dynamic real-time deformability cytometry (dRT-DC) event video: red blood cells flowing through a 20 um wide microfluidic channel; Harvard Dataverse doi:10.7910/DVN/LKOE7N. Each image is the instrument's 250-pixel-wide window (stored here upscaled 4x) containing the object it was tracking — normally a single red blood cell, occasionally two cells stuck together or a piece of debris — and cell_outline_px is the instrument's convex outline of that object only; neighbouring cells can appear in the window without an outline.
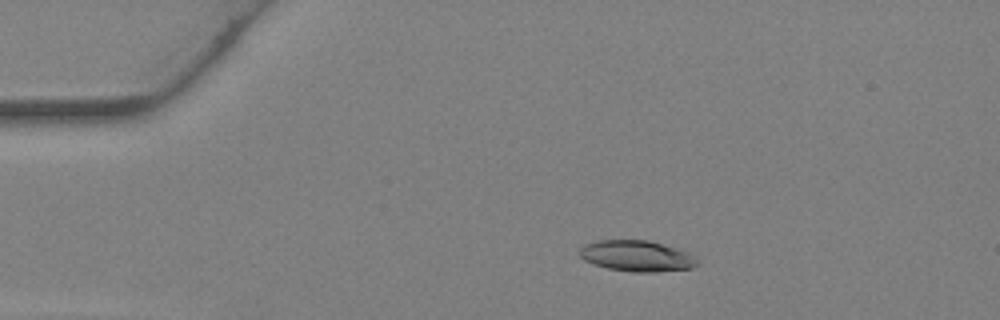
{"species": "Egyptian fruit bat (a non-hibernating species)", "species_latin": "Rousettus aegyptiacus", "temperature_condition": "warm", "stored_images_in_passage": 25, "camera_frame_rate_fps": 3000, "um_per_image_px": 0.085, "animal": {"sex": "female"}, "frame": {"image": 1, "passage_image": 1, "time_ms": 0.0, "image_size_px": [1000, 320], "cell_outline_px": [[696, 264], [692, 268], [656, 272], [632, 272], [608, 268], [592, 264], [584, 260], [580, 256], [580, 248], [584, 244], [600, 240], [648, 240], [688, 252], [696, 260]], "centroid_in_image_um": [54.08, 21.76], "position_along_channel_um": 30.9, "area_um2": 21.04}}
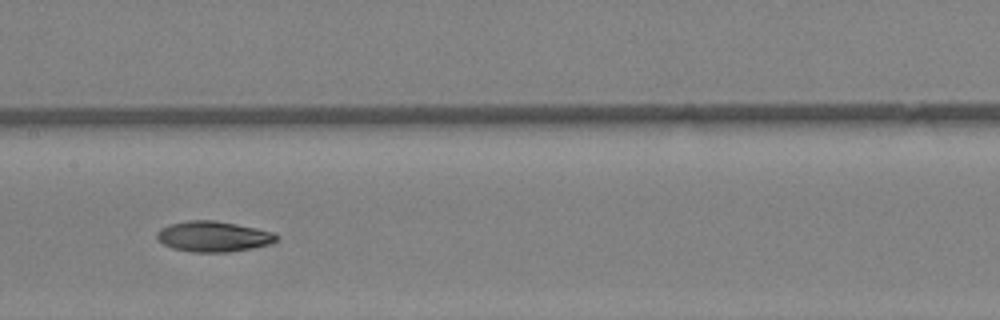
{"frame": {"image": 2, "passage_image": 13, "time_ms": 4.0, "image_size_px": [1000, 320], "cell_outline_px": [[276, 240], [268, 244], [252, 248], [228, 252], [192, 252], [172, 248], [164, 244], [156, 236], [156, 232], [160, 228], [168, 224], [188, 220], [212, 220], [236, 224], [256, 228], [272, 232], [276, 236]], "centroid_in_image_um": [18.08, 20.09], "position_along_channel_um": 189.3, "area_um2": 21.1}}
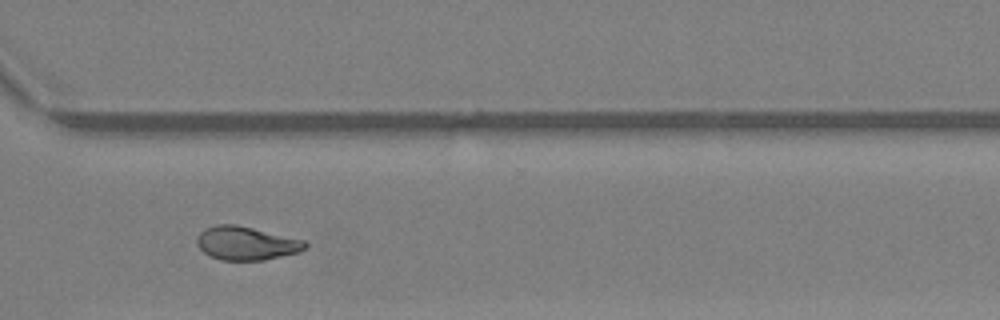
{"frame": {"image": 3, "passage_image": 22, "time_ms": 7.0, "image_size_px": [1000, 320], "cell_outline_px": [[308, 244], [300, 252], [264, 260], [220, 260], [204, 252], [196, 244], [196, 236], [204, 228], [216, 224], [236, 224], [304, 240]], "centroid_in_image_um": [20.9, 20.67], "position_along_channel_um": 349.7, "area_um2": 21.15}}